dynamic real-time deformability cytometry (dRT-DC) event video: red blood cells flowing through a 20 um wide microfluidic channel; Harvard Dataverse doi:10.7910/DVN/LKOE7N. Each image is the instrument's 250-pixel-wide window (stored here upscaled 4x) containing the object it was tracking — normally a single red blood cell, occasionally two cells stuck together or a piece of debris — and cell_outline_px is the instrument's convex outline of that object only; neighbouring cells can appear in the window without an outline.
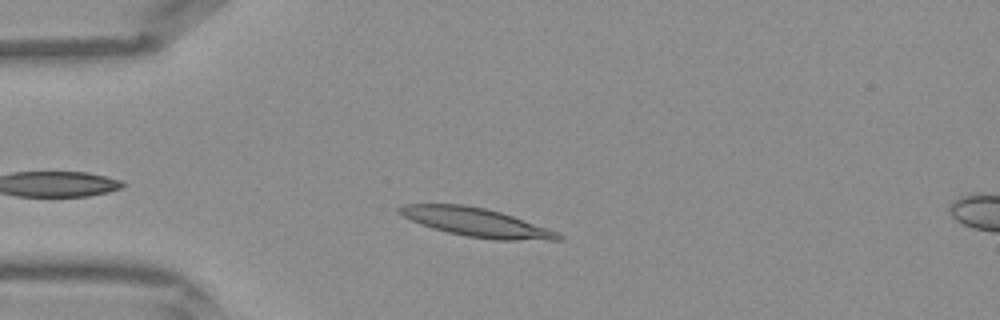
{"species": "Egyptian fruit bat (a non-hibernating species)", "species_latin": "Rousettus aegyptiacus", "temperature_condition": "warm", "stored_images_in_passage": 8, "camera_frame_rate_fps": 3000, "um_per_image_px": 0.085, "frame": {"image": 1, "passage_image": 5, "time_ms": 1.333, "image_size_px": [1000, 320], "cell_outline_px": [[564, 240], [496, 240], [468, 236], [448, 232], [432, 228], [420, 224], [396, 212], [396, 208], [400, 204], [464, 204], [484, 208], [500, 212], [548, 228], [564, 236]], "centroid_in_image_um": [40.46, 18.89], "position_along_channel_um": 44.5, "area_um2": 26.41}}